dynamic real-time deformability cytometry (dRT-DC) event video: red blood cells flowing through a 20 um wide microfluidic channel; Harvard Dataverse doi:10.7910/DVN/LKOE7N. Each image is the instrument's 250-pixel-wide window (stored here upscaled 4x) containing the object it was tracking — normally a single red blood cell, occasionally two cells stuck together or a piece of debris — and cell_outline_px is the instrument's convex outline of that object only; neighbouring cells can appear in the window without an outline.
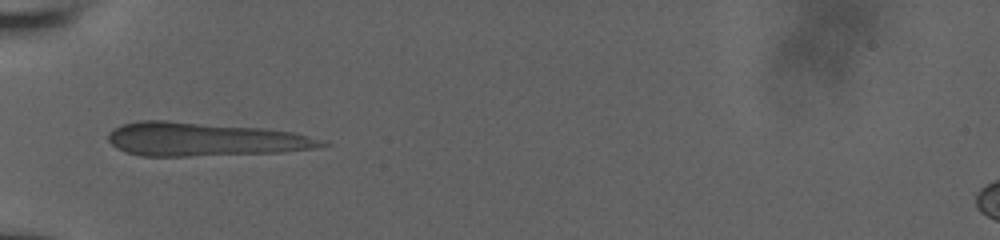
{"species": "human", "species_latin": "Homo sapiens", "temperature_condition": "room temperature", "stored_images_in_passage": 16, "camera_frame_rate_fps": 3000, "um_per_image_px": 0.085, "donor": {"sex": "male"}, "frame": {"image": 1, "passage_image": 6, "time_ms": 5.333, "image_size_px": [1000, 240], "cell_outline_px": [[328, 144], [312, 148], [280, 152], [188, 156], [140, 156], [124, 152], [116, 148], [108, 140], [108, 132], [124, 124], [140, 120], [164, 120], [260, 128], [292, 132], [308, 136]], "centroid_in_image_um": [17.27, 11.84], "position_along_channel_um": 67.7, "area_um2": 41.33}}
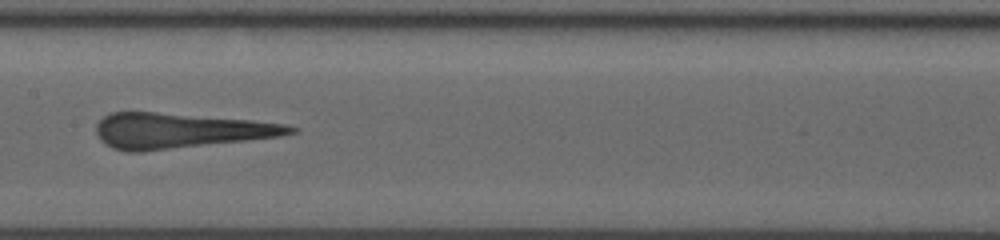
{"frame": {"image": 2, "passage_image": 9, "time_ms": 8.667, "image_size_px": [1000, 240], "cell_outline_px": [[300, 128], [296, 132], [280, 136], [248, 140], [144, 152], [128, 152], [112, 148], [104, 144], [100, 140], [96, 132], [96, 124], [104, 116], [112, 112], [156, 112], [252, 120], [288, 124]], "centroid_in_image_um": [15.29, 11.11], "position_along_channel_um": 192.1, "area_um2": 40.0}}
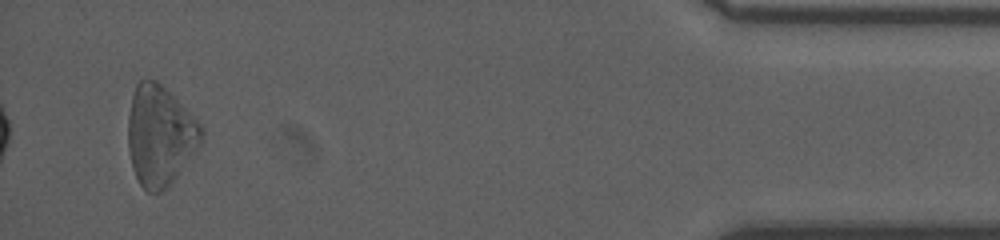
{"frame": {"image": 3, "passage_image": 16, "time_ms": 16.333, "image_size_px": [1000, 240], "cell_outline_px": [[204, 136], [200, 144], [176, 176], [160, 192], [148, 192], [140, 184], [132, 168], [128, 148], [128, 116], [132, 96], [136, 84], [144, 76], [156, 80], [204, 128]], "centroid_in_image_um": [13.56, 11.5], "position_along_channel_um": 421.6, "area_um2": 42.19}, "authors_computed_cell_mechanics": {"area_um2": 40.4311, "velocity_mm_per_s": 3.8559, "shape_relaxation_time_tau1_ms": 6.7238, "shape_relaxation_time_tau2_ms": 0.5121, "deformation_change_tau1": 0.1673, "deformation_change_tau2": 0.0604}}